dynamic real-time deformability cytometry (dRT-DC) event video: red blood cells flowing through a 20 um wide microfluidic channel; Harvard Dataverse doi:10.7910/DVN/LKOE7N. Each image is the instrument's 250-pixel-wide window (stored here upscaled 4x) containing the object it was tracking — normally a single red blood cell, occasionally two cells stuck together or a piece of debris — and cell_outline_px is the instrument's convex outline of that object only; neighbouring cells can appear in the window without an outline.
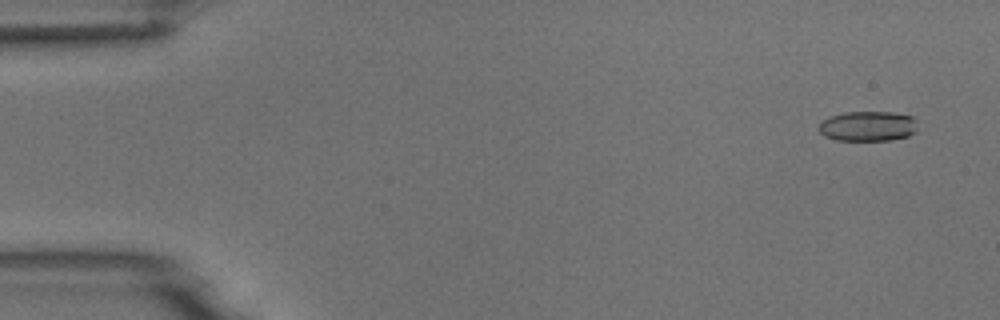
{"species": "common noctule bat (a hibernating species)", "species_latin": "Nyctalus noctula", "temperature_condition": "room temperature", "stored_images_in_passage": 54, "camera_frame_rate_fps": 3000, "um_per_image_px": 0.085, "animal": {"sex": "male", "body_mass_g": 18.8}, "frame": {"image": 1, "passage_image": 3, "time_ms": 0.667, "image_size_px": [1000, 320], "cell_outline_px": [[916, 132], [908, 136], [892, 140], [836, 140], [824, 136], [816, 128], [824, 120], [832, 116], [844, 112], [892, 112], [912, 116], [916, 120]], "centroid_in_image_um": [73.78, 10.73], "position_along_channel_um": 11.2, "area_um2": 17.34}}
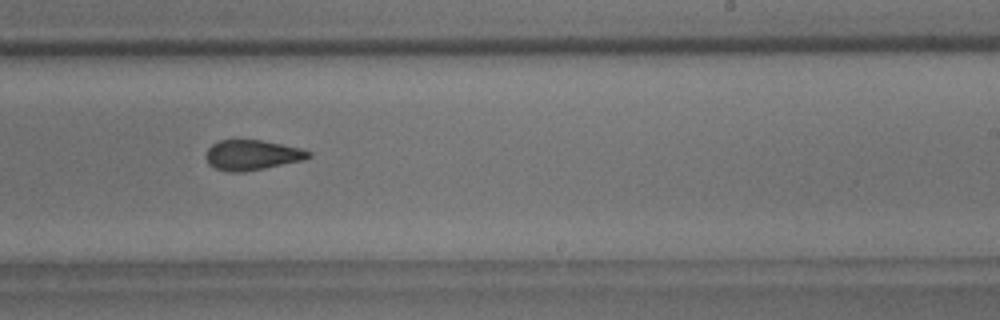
{"frame": {"image": 2, "passage_image": 33, "time_ms": 10.667, "image_size_px": [1000, 320], "cell_outline_px": [[312, 156], [304, 160], [244, 172], [228, 172], [216, 168], [208, 164], [204, 156], [208, 148], [212, 144], [220, 140], [260, 140], [300, 148], [312, 152]], "centroid_in_image_um": [21.41, 13.18], "position_along_channel_um": 267.6, "area_um2": 18.03}}
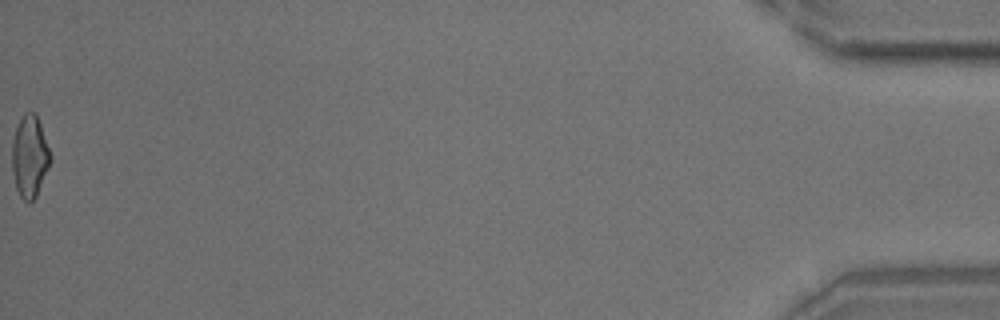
{"frame": {"image": 3, "passage_image": 54, "time_ms": 17.667, "image_size_px": [1000, 320], "cell_outline_px": [[52, 160], [36, 196], [28, 204], [20, 196], [16, 188], [12, 172], [12, 140], [16, 128], [24, 112], [36, 112]], "centroid_in_image_um": [2.51, 13.31], "position_along_channel_um": 432.7, "area_um2": 18.21}, "authors_computed_cell_mechanics": {"area_um2": 18.3804, "velocity_mm_per_s": 3.7877, "shape_relaxation_time_tau1_ms": 5.7188, "shape_relaxation_time_tau2_ms": 2.4183, "deformation_change_tau1": 0.1792, "deformation_change_tau2": 0.1116}}